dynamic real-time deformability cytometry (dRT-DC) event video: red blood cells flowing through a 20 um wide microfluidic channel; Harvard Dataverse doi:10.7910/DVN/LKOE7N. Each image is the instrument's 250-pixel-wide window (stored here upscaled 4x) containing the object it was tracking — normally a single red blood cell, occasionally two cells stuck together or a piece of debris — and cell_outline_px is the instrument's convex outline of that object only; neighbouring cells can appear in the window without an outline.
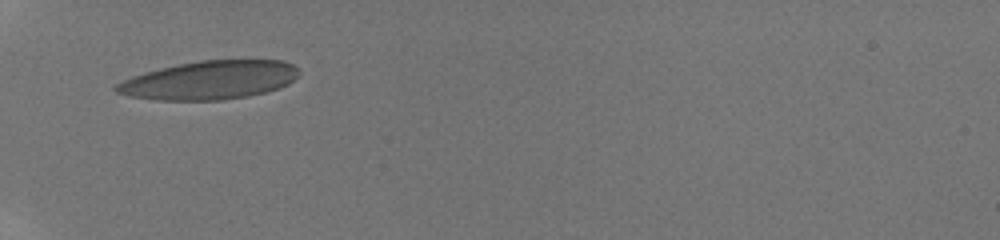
{"species": "human", "species_latin": "Homo sapiens", "temperature_condition": "room temperature", "stored_images_in_passage": 4, "camera_frame_rate_fps": 3000, "um_per_image_px": 0.085, "donor": {"sex": "male"}, "frame": {"image": 1, "passage_image": 1, "time_ms": 0.0, "image_size_px": [1000, 240], "cell_outline_px": [[300, 76], [288, 84], [280, 88], [248, 96], [220, 100], [160, 100], [128, 96], [116, 92], [112, 88], [116, 84], [132, 76], [144, 72], [160, 68], [200, 60], [284, 60], [300, 68]], "centroid_in_image_um": [17.85, 6.81], "position_along_channel_um": 67.2, "area_um2": 41.21}}